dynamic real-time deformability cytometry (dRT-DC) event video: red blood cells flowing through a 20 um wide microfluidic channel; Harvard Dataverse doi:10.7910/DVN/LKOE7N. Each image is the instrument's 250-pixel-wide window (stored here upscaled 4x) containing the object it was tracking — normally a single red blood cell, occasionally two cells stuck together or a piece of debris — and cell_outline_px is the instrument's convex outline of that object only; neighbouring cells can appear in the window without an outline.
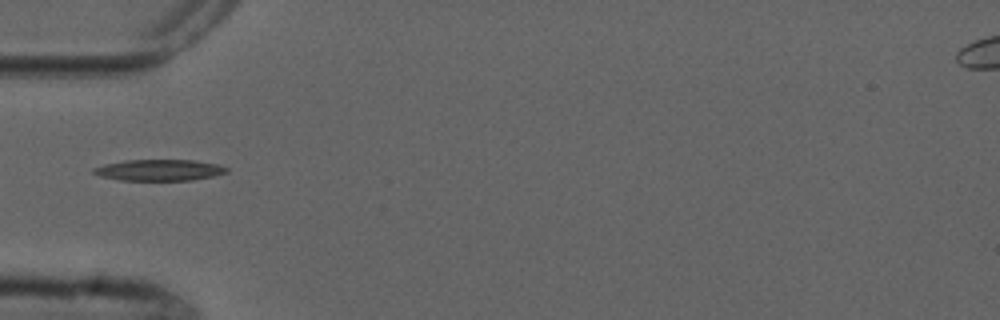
{"species": "common noctule bat (a hibernating species)", "species_latin": "Nyctalus noctula", "temperature_condition": "cold", "stored_images_in_passage": 5, "segment_of_instrument_passage": [2, 2], "camera_frame_rate_fps": 3000, "um_per_image_px": 0.085, "animal": {"sex": "male", "forearm_length_mm": 52.5}, "frame": {"image": 1, "passage_image": 5, "time_ms": 5.0, "image_size_px": [1000, 320], "cell_outline_px": [[228, 172], [212, 176], [192, 180], [120, 180], [100, 176], [92, 172], [92, 168], [104, 164], [124, 160], [196, 160], [220, 164], [228, 168]], "centroid_in_image_um": [13.54, 14.45], "position_along_channel_um": 71.5, "area_um2": 16.53}}